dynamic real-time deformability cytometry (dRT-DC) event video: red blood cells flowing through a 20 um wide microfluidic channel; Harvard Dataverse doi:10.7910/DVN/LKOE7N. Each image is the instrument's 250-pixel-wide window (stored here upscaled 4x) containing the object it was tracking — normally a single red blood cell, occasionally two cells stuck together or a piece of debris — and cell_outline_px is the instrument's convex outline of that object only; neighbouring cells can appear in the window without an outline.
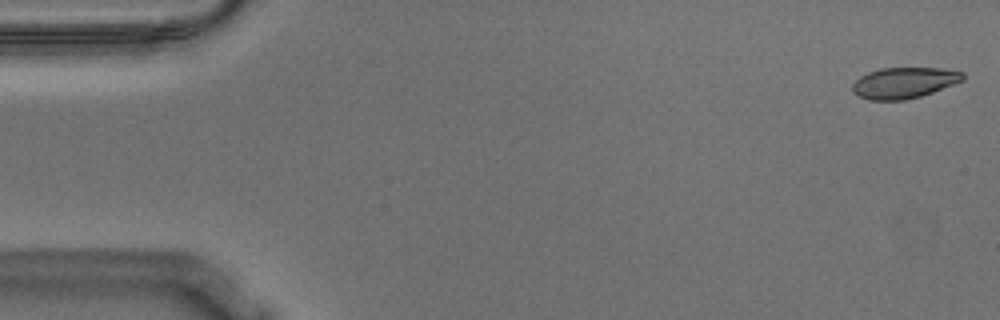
{"species": "Egyptian fruit bat (a non-hibernating species)", "species_latin": "Rousettus aegyptiacus", "temperature_condition": "warm", "stored_images_in_passage": 55, "camera_frame_rate_fps": 3000, "um_per_image_px": 0.085, "animal": {"sex": "male"}, "frame": {"image": 1, "passage_image": 1, "time_ms": 0.0, "image_size_px": [1000, 320], "cell_outline_px": [[964, 80], [932, 92], [920, 96], [904, 100], [868, 100], [852, 92], [852, 84], [860, 76], [868, 72], [880, 68], [940, 68], [964, 72]], "centroid_in_image_um": [76.82, 7.03], "position_along_channel_um": 8.2, "area_um2": 19.88}}
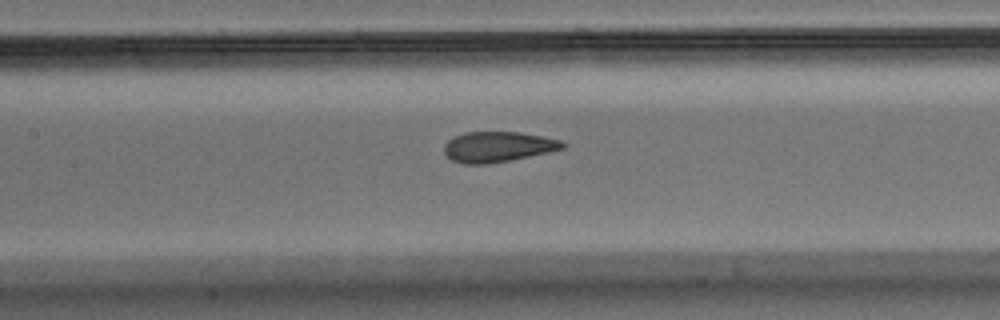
{"frame": {"image": 2, "passage_image": 25, "time_ms": 8.0, "image_size_px": [1000, 320], "cell_outline_px": [[568, 144], [564, 148], [548, 152], [488, 164], [464, 164], [452, 160], [444, 152], [444, 144], [452, 136], [464, 132], [520, 132], [560, 140]], "centroid_in_image_um": [42.28, 12.47], "position_along_channel_um": 165.1, "area_um2": 20.92}}
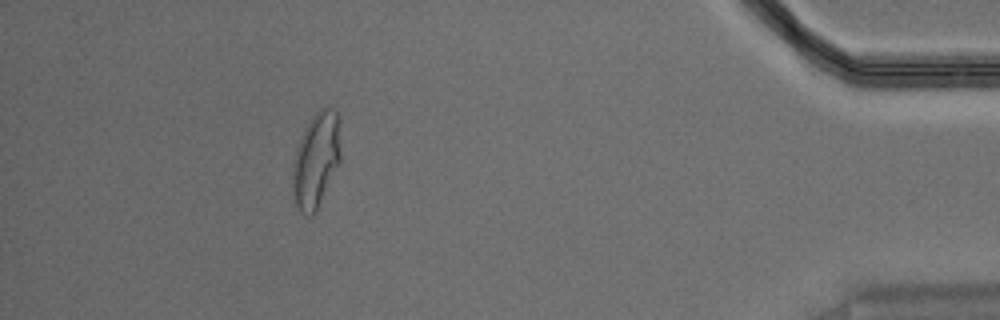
{"frame": {"image": 3, "passage_image": 50, "time_ms": 16.333, "image_size_px": [1000, 320], "cell_outline_px": [[340, 164], [316, 212], [312, 216], [308, 216], [300, 212], [296, 204], [292, 192], [292, 164], [304, 128], [312, 116], [320, 108], [332, 108], [340, 116]], "centroid_in_image_um": [26.88, 13.62], "position_along_channel_um": 408.3, "area_um2": 27.11}, "authors_computed_cell_mechanics": {"area_um2": 21.6172, "velocity_mm_per_s": 3.5851, "shape_relaxation_time_tau1_ms": 8.4622, "shape_relaxation_time_tau2_ms": 0.9975, "deformation_change_tau1": 0.2383, "deformation_change_tau2": 0.0647}}